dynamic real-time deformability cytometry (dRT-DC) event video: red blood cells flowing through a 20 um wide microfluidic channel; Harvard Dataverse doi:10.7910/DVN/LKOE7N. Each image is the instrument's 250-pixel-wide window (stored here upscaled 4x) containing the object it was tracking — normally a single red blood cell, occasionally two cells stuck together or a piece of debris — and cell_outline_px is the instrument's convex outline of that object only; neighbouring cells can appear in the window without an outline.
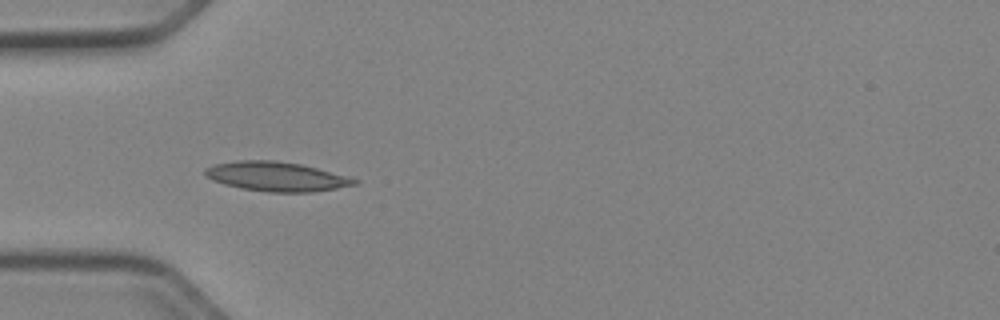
{"species": "Egyptian fruit bat (a non-hibernating species)", "species_latin": "Rousettus aegyptiacus", "temperature_condition": "cold", "stored_images_in_passage": 34, "camera_frame_rate_fps": 3000, "um_per_image_px": 0.085, "animal": {"sex": "female"}, "frame": {"image": 1, "passage_image": 1, "time_ms": 0.0, "image_size_px": [1000, 320], "cell_outline_px": [[360, 184], [312, 192], [268, 192], [240, 188], [224, 184], [212, 180], [204, 176], [204, 168], [212, 164], [236, 160], [276, 160], [300, 164], [352, 176], [360, 180]], "centroid_in_image_um": [23.51, 15.0], "position_along_channel_um": 61.5, "area_um2": 26.07}}
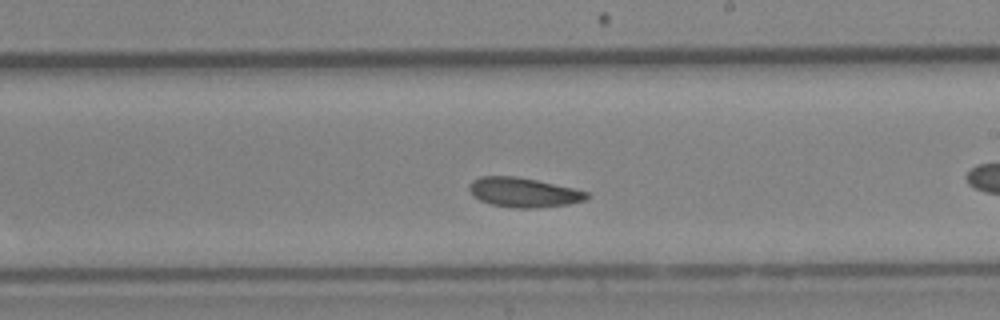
{"frame": {"image": 2, "passage_image": 12, "time_ms": 3.667, "image_size_px": [1000, 320], "cell_outline_px": [[592, 196], [584, 200], [568, 204], [536, 208], [516, 208], [492, 204], [480, 200], [472, 196], [468, 188], [468, 184], [472, 180], [480, 176], [516, 176], [536, 180], [572, 188], [588, 192]], "centroid_in_image_um": [44.47, 16.35], "position_along_channel_um": 244.5, "area_um2": 20.23}}
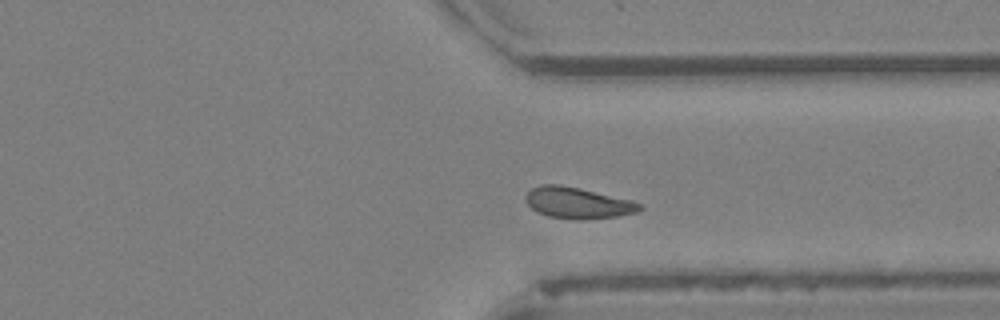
{"frame": {"image": 3, "passage_image": 21, "time_ms": 6.667, "image_size_px": [1000, 320], "cell_outline_px": [[644, 208], [636, 212], [616, 216], [580, 220], [576, 220], [548, 216], [536, 212], [524, 200], [524, 196], [532, 188], [540, 184], [560, 184], [580, 188], [628, 200], [640, 204]], "centroid_in_image_um": [49.03, 17.24], "position_along_channel_um": 362.4, "area_um2": 20.58}, "authors_computed_cell_mechanics": {"area_um2": 20.3167, "velocity_mm_per_s": 3.8886, "shape_relaxation_time_tau1_ms": null, "shape_relaxation_time_tau2_ms": 6.7972, "deformation_change_tau1": null, "deformation_change_tau2": 0.0997}}